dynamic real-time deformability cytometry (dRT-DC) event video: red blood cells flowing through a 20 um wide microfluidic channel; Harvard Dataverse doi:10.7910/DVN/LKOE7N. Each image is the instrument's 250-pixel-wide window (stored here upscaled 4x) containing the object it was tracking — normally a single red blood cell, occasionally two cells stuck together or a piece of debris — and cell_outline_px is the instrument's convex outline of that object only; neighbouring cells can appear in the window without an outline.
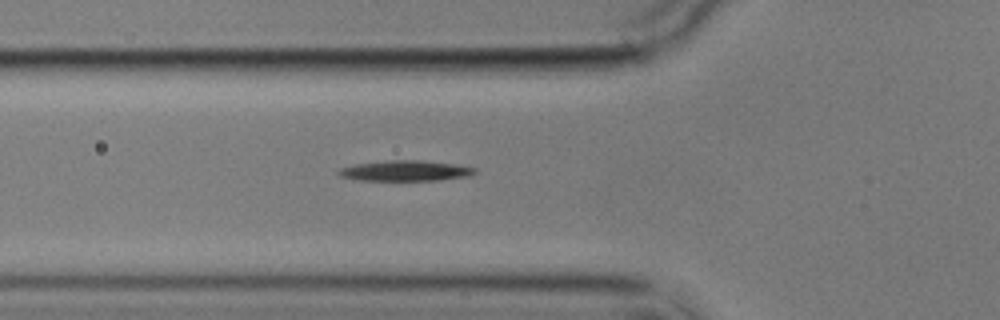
{"species": "common noctule bat (a hibernating species)", "species_latin": "Nyctalus noctula", "temperature_condition": "cold", "stored_images_in_passage": 2, "camera_frame_rate_fps": 3000, "um_per_image_px": 0.085, "animal": {"sex": "male", "body_mass_g": 17.9}, "frame": {"image": 1, "passage_image": 2, "time_ms": 2.333, "image_size_px": [1000, 320], "cell_outline_px": [[476, 172], [468, 176], [440, 180], [360, 180], [340, 176], [336, 172], [340, 168], [356, 164], [388, 160], [420, 160], [456, 164], [476, 168]], "centroid_in_image_um": [34.46, 14.51], "position_along_channel_um": 91.3, "area_um2": 16.18}}